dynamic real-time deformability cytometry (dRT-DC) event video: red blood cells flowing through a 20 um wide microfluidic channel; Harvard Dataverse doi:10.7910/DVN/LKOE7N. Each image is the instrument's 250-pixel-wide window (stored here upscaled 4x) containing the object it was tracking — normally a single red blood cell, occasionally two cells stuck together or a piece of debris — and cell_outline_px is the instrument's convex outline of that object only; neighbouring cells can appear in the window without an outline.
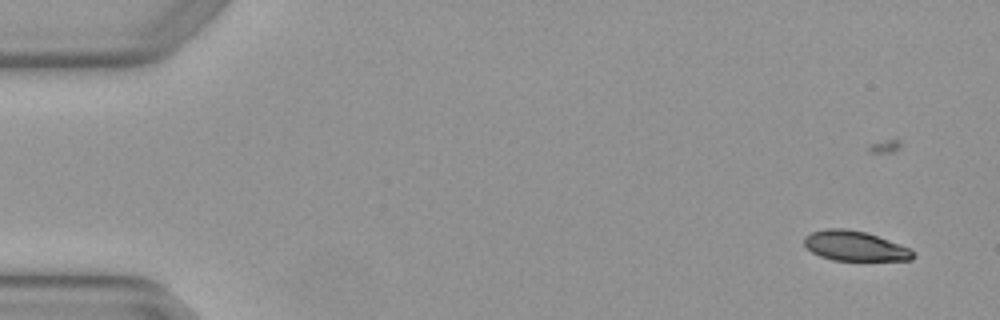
{"species": "Egyptian fruit bat (a non-hibernating species)", "species_latin": "Rousettus aegyptiacus", "temperature_condition": "warm", "stored_images_in_passage": 6, "camera_frame_rate_fps": 3000, "um_per_image_px": 0.085, "animal": {"sex": "female"}, "frame": {"image": 1, "passage_image": 1, "time_ms": 0.0, "image_size_px": [1000, 320], "cell_outline_px": [[916, 256], [912, 260], [832, 260], [820, 256], [812, 252], [804, 244], [804, 236], [812, 232], [828, 228], [844, 228], [864, 232], [912, 248], [916, 252]], "centroid_in_image_um": [72.7, 20.91], "position_along_channel_um": 12.3, "area_um2": 18.96}}
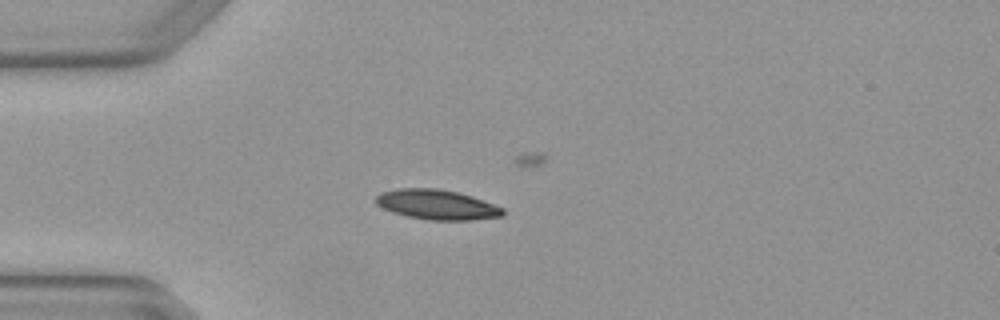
{"frame": {"image": 2, "passage_image": 4, "time_ms": 1.0, "image_size_px": [1000, 320], "cell_outline_px": [[504, 216], [472, 220], [428, 220], [408, 216], [392, 212], [376, 204], [376, 196], [380, 192], [400, 188], [436, 188], [456, 192], [472, 196], [504, 208]], "centroid_in_image_um": [37.14, 17.39], "position_along_channel_um": 47.9, "area_um2": 22.08}}